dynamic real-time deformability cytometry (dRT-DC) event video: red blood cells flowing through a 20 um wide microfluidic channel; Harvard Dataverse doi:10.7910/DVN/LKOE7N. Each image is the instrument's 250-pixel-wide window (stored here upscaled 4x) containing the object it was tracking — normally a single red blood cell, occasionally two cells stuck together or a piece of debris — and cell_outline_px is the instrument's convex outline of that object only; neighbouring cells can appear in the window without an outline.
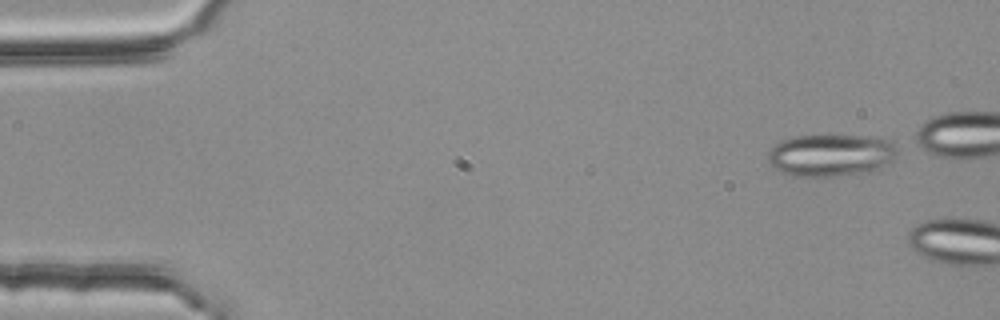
{"species": "common noctule bat (a hibernating species)", "species_latin": "Nyctalus noctula", "temperature_condition": "room temperature", "stored_images_in_passage": 4, "camera_frame_rate_fps": 3000, "um_per_image_px": 0.085, "animal": {"sex": "female", "body_mass_g": 25.1}, "frame": {"image": 1, "passage_image": 1, "time_ms": 0.0, "image_size_px": [1000, 320], "cell_outline_px": [[900, 148], [896, 156], [892, 160], [876, 172], [832, 176], [796, 176], [780, 172], [772, 168], [768, 160], [768, 152], [780, 140], [792, 136], [876, 136], [888, 140]], "centroid_in_image_um": [70.66, 13.19], "position_along_channel_um": 14.3, "area_um2": 32.31}}